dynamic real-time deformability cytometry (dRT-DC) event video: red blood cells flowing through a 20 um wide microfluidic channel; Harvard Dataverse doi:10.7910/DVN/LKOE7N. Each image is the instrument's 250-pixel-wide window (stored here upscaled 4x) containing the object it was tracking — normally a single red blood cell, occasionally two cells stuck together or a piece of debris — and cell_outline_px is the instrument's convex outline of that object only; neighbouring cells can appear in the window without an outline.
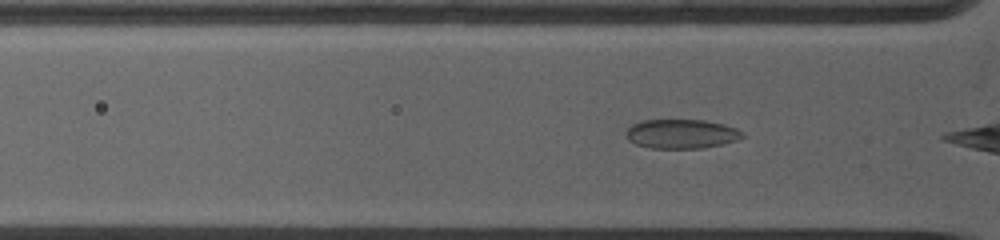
{"species": "common noctule bat (a hibernating species)", "species_latin": "Nyctalus noctula", "temperature_condition": "warm", "stored_images_in_passage": 75, "camera_frame_rate_fps": 5000, "um_per_image_px": 0.085, "animal": {"sex": "female", "body_mass_g": 19.0, "forearm_length_mm": 53.3}, "frame": {"image": 1, "passage_image": 6, "time_ms": 0.8, "image_size_px": [1000, 240], "cell_outline_px": [[744, 136], [736, 140], [720, 144], [700, 148], [648, 148], [636, 144], [628, 140], [624, 132], [632, 124], [640, 120], [704, 120], [724, 124], [736, 128]], "centroid_in_image_um": [57.85, 11.37], "position_along_channel_um": 67.9, "area_um2": 19.77}}
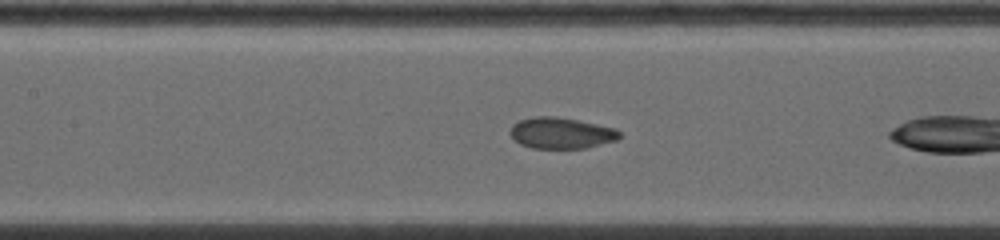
{"frame": {"image": 2, "passage_image": 23, "time_ms": 3.2, "image_size_px": [1000, 240], "cell_outline_px": [[620, 136], [616, 140], [584, 148], [532, 148], [520, 144], [508, 132], [512, 124], [520, 120], [536, 116], [556, 116], [616, 128], [620, 132]], "centroid_in_image_um": [47.67, 11.3], "position_along_channel_um": 159.7, "area_um2": 19.71}}
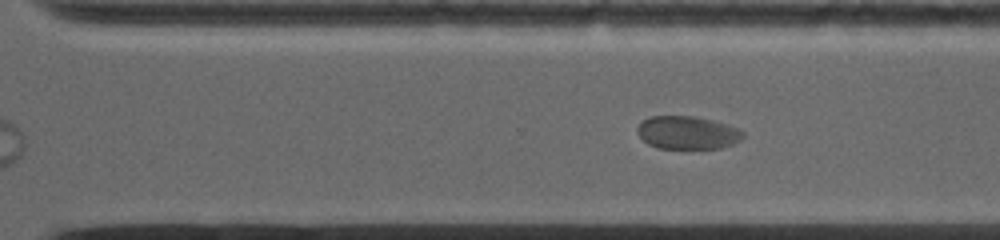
{"frame": {"image": 3, "passage_image": 52, "time_ms": 7.2, "image_size_px": [1000, 240], "cell_outline_px": [[744, 136], [740, 140], [732, 144], [720, 148], [656, 148], [648, 144], [636, 132], [636, 128], [640, 120], [648, 116], [692, 116], [712, 120], [736, 128], [744, 132]], "centroid_in_image_um": [58.37, 11.27], "position_along_channel_um": 312.2, "area_um2": 20.35}}